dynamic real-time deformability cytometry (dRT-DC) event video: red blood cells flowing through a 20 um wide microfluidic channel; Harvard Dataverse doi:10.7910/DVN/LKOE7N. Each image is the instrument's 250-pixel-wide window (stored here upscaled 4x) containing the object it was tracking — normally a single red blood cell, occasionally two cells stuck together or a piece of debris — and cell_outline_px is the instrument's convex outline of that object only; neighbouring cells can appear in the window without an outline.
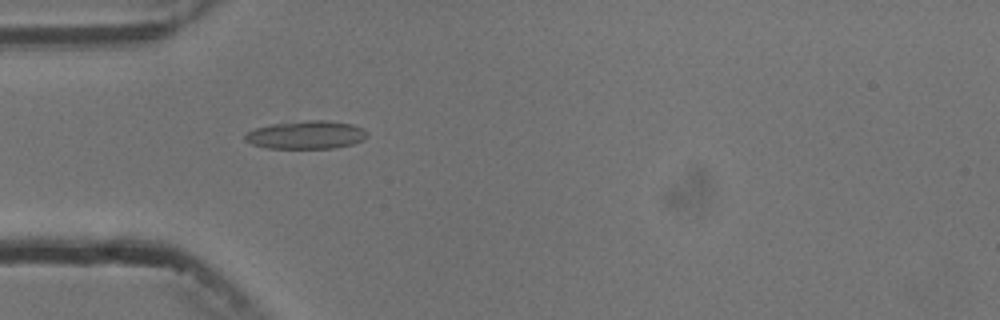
{"species": "common noctule bat (a hibernating species)", "species_latin": "Nyctalus noctula", "temperature_condition": "cold", "stored_images_in_passage": 4, "camera_frame_rate_fps": 3000, "um_per_image_px": 0.085, "animal": {"sex": "male", "body_mass_g": 13.3}, "frame": {"image": 1, "passage_image": 4, "time_ms": 4.333, "image_size_px": [1000, 320], "cell_outline_px": [[368, 136], [364, 140], [352, 144], [336, 148], [268, 148], [252, 144], [244, 140], [244, 136], [248, 132], [256, 128], [272, 124], [308, 120], [328, 120], [352, 124], [364, 128], [368, 132]], "centroid_in_image_um": [26.08, 11.46], "position_along_channel_um": 58.9, "area_um2": 20.11}}